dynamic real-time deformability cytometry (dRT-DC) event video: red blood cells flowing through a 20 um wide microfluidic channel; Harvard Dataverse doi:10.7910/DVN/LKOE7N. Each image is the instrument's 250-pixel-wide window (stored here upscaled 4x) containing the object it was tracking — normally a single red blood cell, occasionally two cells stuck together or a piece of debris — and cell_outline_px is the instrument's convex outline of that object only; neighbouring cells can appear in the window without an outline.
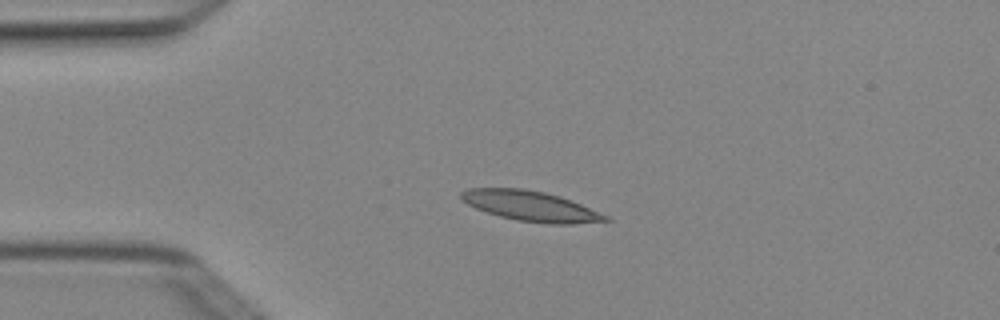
{"species": "Egyptian fruit bat (a non-hibernating species)", "species_latin": "Rousettus aegyptiacus", "temperature_condition": "cold", "stored_images_in_passage": 4, "camera_frame_rate_fps": 3000, "um_per_image_px": 0.085, "animal": {"sex": "female"}, "frame": {"image": 1, "passage_image": 3, "time_ms": 0.667, "image_size_px": [1000, 320], "cell_outline_px": [[612, 220], [572, 224], [548, 224], [516, 220], [500, 216], [476, 208], [460, 200], [460, 192], [468, 188], [524, 188], [544, 192], [560, 196], [580, 204], [608, 216]], "centroid_in_image_um": [45.08, 17.51], "position_along_channel_um": 39.9, "area_um2": 25.26}}